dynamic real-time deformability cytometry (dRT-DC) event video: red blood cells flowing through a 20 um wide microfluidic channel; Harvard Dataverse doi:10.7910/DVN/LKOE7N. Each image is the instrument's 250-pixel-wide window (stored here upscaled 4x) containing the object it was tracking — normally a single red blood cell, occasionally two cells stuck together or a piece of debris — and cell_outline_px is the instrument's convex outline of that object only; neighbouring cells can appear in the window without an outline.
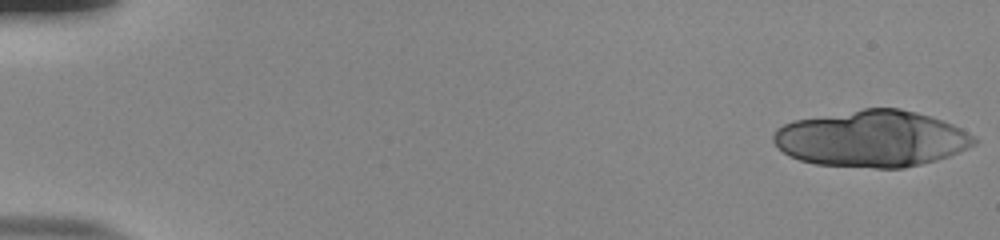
{"species": "human", "species_latin": "Homo sapiens", "temperature_condition": "room temperature", "stored_images_in_passage": 18, "camera_frame_rate_fps": 3000, "um_per_image_px": 0.085, "donor": {"sex": "male"}, "frame": {"image": 1, "passage_image": 1, "time_ms": 0.0, "image_size_px": [1000, 240], "cell_outline_px": [[976, 144], [968, 148], [948, 156], [936, 160], [904, 168], [876, 168], [816, 164], [800, 160], [788, 156], [772, 140], [772, 136], [776, 128], [792, 120], [864, 108], [900, 108], [916, 112], [952, 124], [960, 128], [972, 136], [976, 140]], "centroid_in_image_um": [74.06, 11.79], "position_along_channel_um": 10.9, "area_um2": 65.83}}